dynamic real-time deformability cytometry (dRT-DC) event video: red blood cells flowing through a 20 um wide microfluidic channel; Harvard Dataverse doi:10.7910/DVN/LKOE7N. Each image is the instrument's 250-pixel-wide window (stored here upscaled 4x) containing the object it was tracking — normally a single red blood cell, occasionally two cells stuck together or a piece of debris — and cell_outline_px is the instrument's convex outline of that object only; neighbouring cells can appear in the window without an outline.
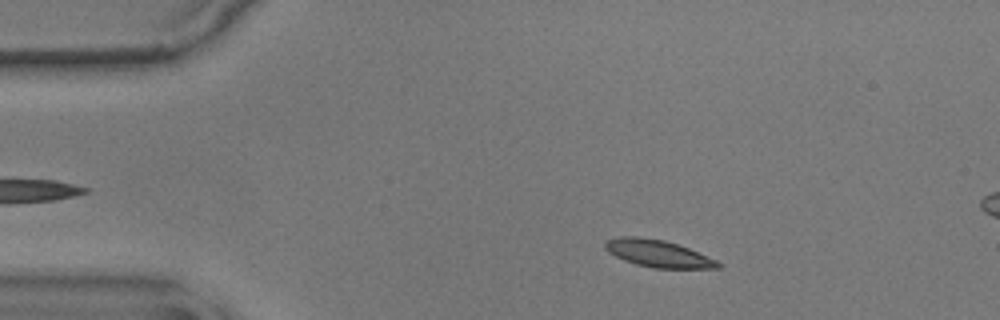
{"species": "common noctule bat (a hibernating species)", "species_latin": "Nyctalus noctula", "temperature_condition": "warm", "stored_images_in_passage": 55, "segment_of_instrument_passage": [1, 2], "camera_frame_rate_fps": 3000, "um_per_image_px": 0.085, "animal": {"sex": "male", "body_mass_g": 17.9}, "frame": {"image": 1, "passage_image": 7, "time_ms": 2.0, "image_size_px": [1000, 320], "cell_outline_px": [[724, 264], [720, 268], [652, 268], [636, 264], [624, 260], [608, 252], [604, 248], [604, 240], [620, 236], [636, 236], [664, 240], [688, 248], [716, 260]], "centroid_in_image_um": [55.9, 21.54], "position_along_channel_um": 29.1, "area_um2": 17.86}}
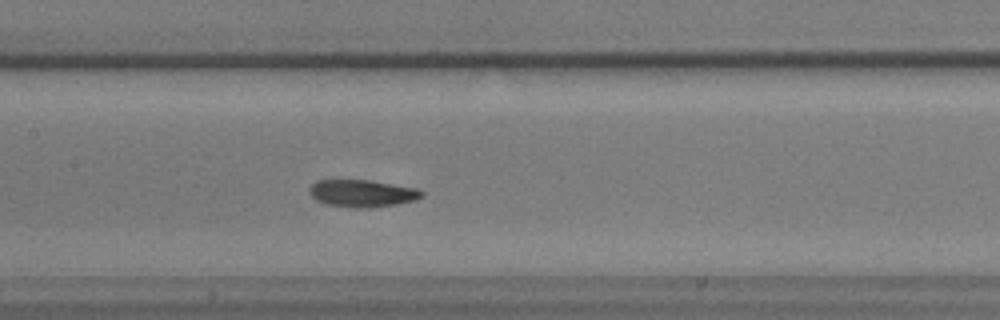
{"frame": {"image": 2, "passage_image": 24, "time_ms": 7.667, "image_size_px": [1000, 320], "cell_outline_px": [[424, 196], [416, 200], [396, 204], [368, 208], [356, 208], [328, 204], [316, 200], [308, 192], [308, 188], [316, 180], [372, 180], [416, 188], [424, 192]], "centroid_in_image_um": [30.8, 16.42], "position_along_channel_um": 176.6, "area_um2": 17.92}}
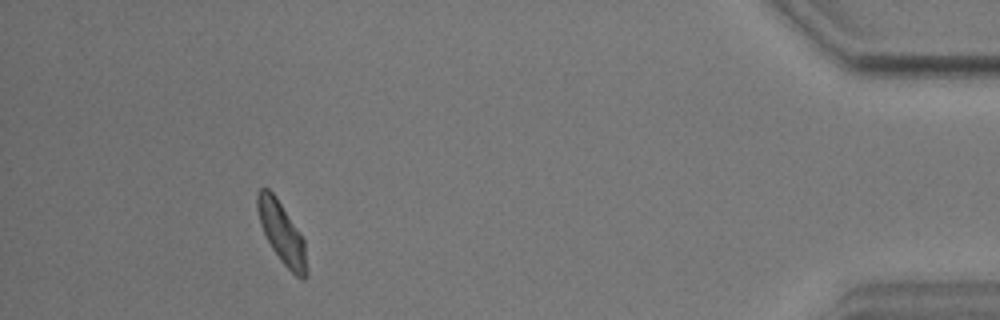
{"frame": {"image": 3, "passage_image": 49, "time_ms": 16.0, "image_size_px": [1000, 320], "cell_outline_px": [[308, 276], [304, 280], [300, 280], [280, 260], [272, 248], [260, 224], [256, 208], [256, 192], [260, 188], [268, 188], [276, 196], [300, 232], [304, 240], [308, 272]], "centroid_in_image_um": [23.96, 19.8], "position_along_channel_um": 411.2, "area_um2": 17.74}}